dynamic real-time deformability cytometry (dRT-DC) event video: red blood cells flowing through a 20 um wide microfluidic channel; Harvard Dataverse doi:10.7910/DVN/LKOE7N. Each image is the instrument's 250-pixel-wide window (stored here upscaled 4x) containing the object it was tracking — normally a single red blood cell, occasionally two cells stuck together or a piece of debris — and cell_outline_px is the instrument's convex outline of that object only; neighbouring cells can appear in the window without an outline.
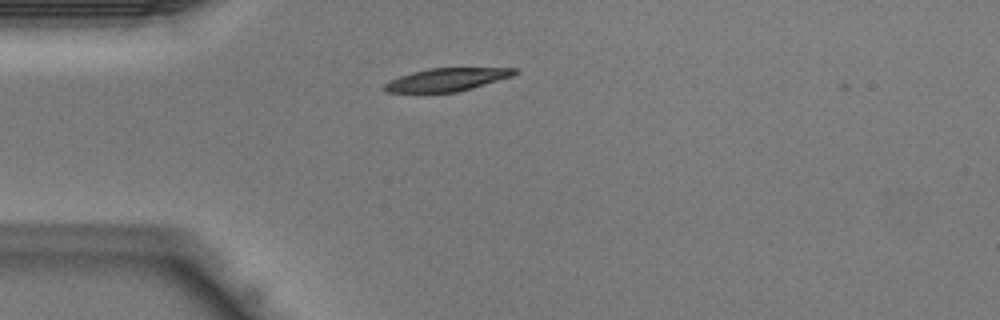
{"species": "Egyptian fruit bat (a non-hibernating species)", "species_latin": "Rousettus aegyptiacus", "temperature_condition": "warm", "stored_images_in_passage": 2, "camera_frame_rate_fps": 3000, "um_per_image_px": 0.085, "animal": {"sex": "male"}, "frame": {"image": 1, "passage_image": 1, "time_ms": 0.0, "image_size_px": [1000, 320], "cell_outline_px": [[520, 72], [512, 76], [472, 88], [456, 92], [384, 92], [380, 88], [384, 84], [400, 76], [412, 72], [428, 68], [520, 68]], "centroid_in_image_um": [37.99, 6.76], "position_along_channel_um": 47.0, "area_um2": 17.4}}